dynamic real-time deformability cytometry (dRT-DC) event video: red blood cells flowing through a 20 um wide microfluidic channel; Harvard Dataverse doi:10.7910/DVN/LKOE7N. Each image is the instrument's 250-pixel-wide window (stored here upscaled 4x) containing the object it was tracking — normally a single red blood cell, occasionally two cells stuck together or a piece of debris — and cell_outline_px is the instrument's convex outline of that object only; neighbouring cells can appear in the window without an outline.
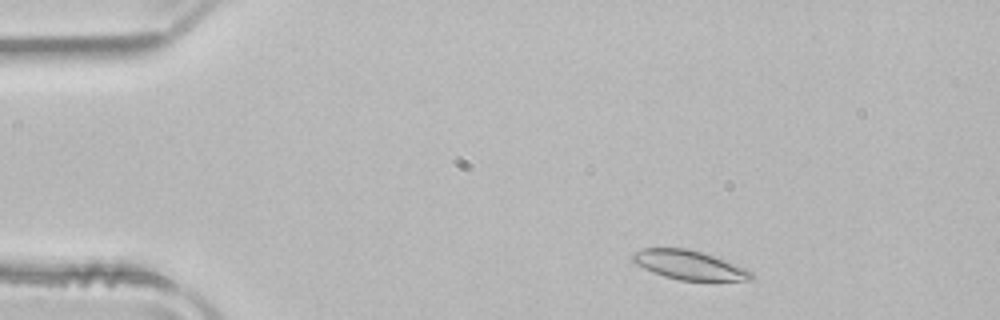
{"species": "common noctule bat (a hibernating species)", "species_latin": "Nyctalus noctula", "temperature_condition": "room temperature", "stored_images_in_passage": 47, "camera_frame_rate_fps": 3000, "um_per_image_px": 0.085, "animal": {"sex": "male", "body_mass_g": 21.5, "forearm_length_mm": 52.0}, "frame": {"image": 1, "passage_image": 4, "time_ms": 1.0, "image_size_px": [1000, 320], "cell_outline_px": [[752, 280], [680, 280], [664, 276], [652, 272], [636, 264], [628, 256], [632, 252], [644, 248], [688, 248], [704, 252], [736, 264], [752, 272]], "centroid_in_image_um": [58.52, 22.5], "position_along_channel_um": 26.5, "area_um2": 20.17}}
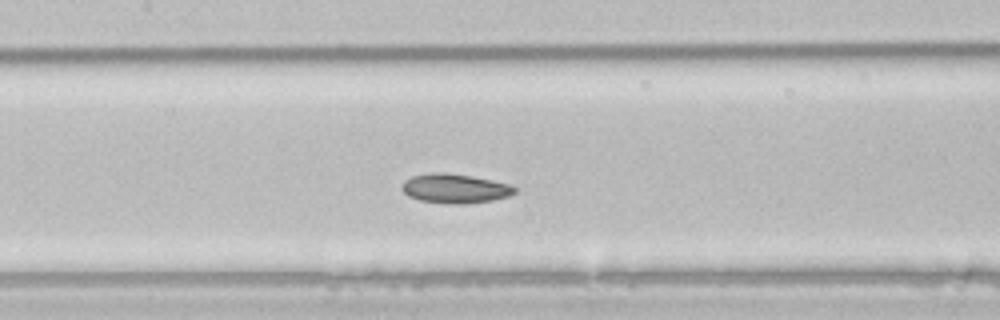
{"frame": {"image": 2, "passage_image": 20, "time_ms": 6.333, "image_size_px": [1000, 320], "cell_outline_px": [[516, 192], [508, 196], [492, 200], [460, 204], [452, 204], [420, 200], [408, 196], [400, 188], [400, 184], [404, 180], [412, 176], [432, 172], [444, 172], [472, 176], [512, 184], [516, 188]], "centroid_in_image_um": [38.65, 16.01], "position_along_channel_um": 168.8, "area_um2": 19.36}}
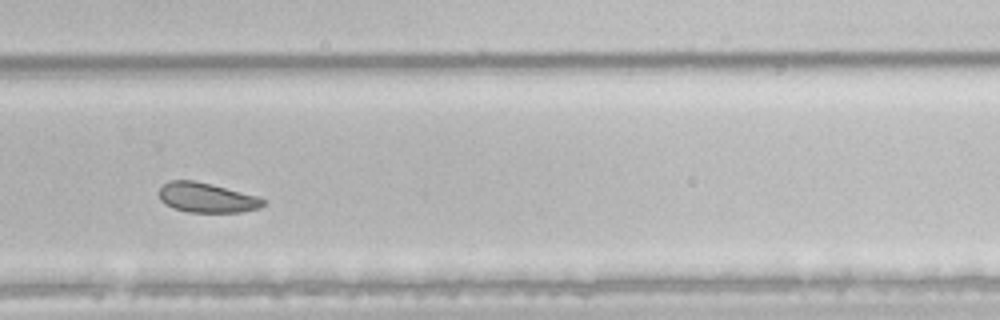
{"frame": {"image": 3, "passage_image": 31, "time_ms": 10.0, "image_size_px": [1000, 320], "cell_outline_px": [[264, 204], [260, 208], [240, 212], [188, 212], [176, 208], [160, 200], [160, 188], [164, 184], [172, 180], [196, 180], [260, 196], [264, 200]], "centroid_in_image_um": [17.62, 16.79], "position_along_channel_um": 312.2, "area_um2": 17.98}, "authors_computed_cell_mechanics": {"area_um2": 20.1722, "velocity_mm_per_s": 3.9392, "shape_relaxation_time_tau1_ms": 3.493, "shape_relaxation_time_tau2_ms": 3.8223, "deformation_change_tau1": 0.094, "deformation_change_tau2": 0.0787}}